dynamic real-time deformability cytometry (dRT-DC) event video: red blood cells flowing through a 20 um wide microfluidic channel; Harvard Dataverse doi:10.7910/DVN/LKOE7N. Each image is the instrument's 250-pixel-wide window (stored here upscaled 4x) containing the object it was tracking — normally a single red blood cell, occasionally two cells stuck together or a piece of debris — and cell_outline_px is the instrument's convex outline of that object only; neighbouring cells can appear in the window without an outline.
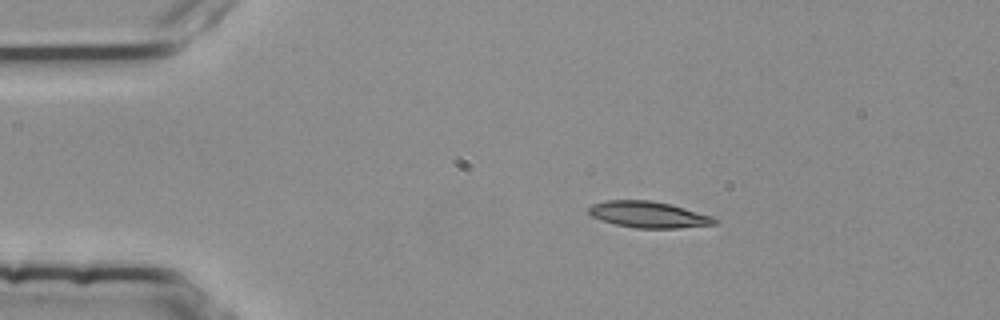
{"species": "common noctule bat (a hibernating species)", "species_latin": "Nyctalus noctula", "temperature_condition": "room temperature", "stored_images_in_passage": 45, "camera_frame_rate_fps": 3000, "um_per_image_px": 0.085, "animal": {"sex": "female", "body_mass_g": 25.1}, "frame": {"image": 1, "passage_image": 1, "time_ms": 0.0, "image_size_px": [1000, 320], "cell_outline_px": [[720, 220], [716, 224], [680, 228], [636, 228], [616, 224], [592, 216], [588, 212], [588, 208], [592, 204], [608, 200], [652, 200], [672, 204], [712, 216]], "centroid_in_image_um": [55.17, 18.23], "position_along_channel_um": 29.8, "area_um2": 19.31}}
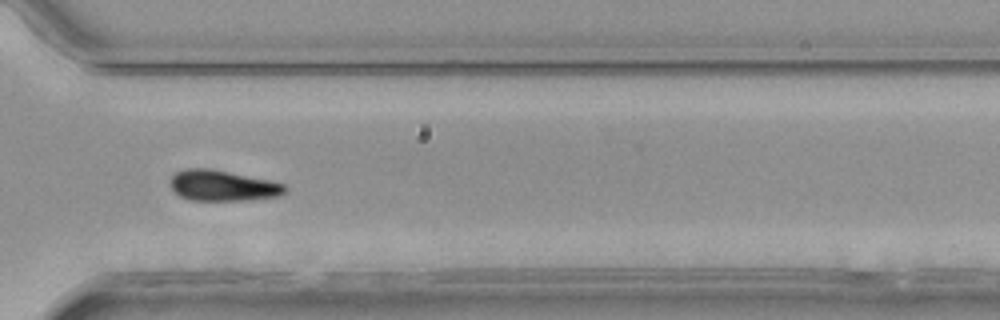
{"frame": {"image": 2, "passage_image": 31, "time_ms": 10.0, "image_size_px": [1000, 320], "cell_outline_px": [[288, 192], [280, 196], [244, 200], [192, 200], [180, 196], [168, 184], [168, 180], [176, 172], [184, 168], [212, 168], [268, 180], [284, 184], [288, 188]], "centroid_in_image_um": [18.91, 15.77], "position_along_channel_um": 351.7, "area_um2": 20.69}}
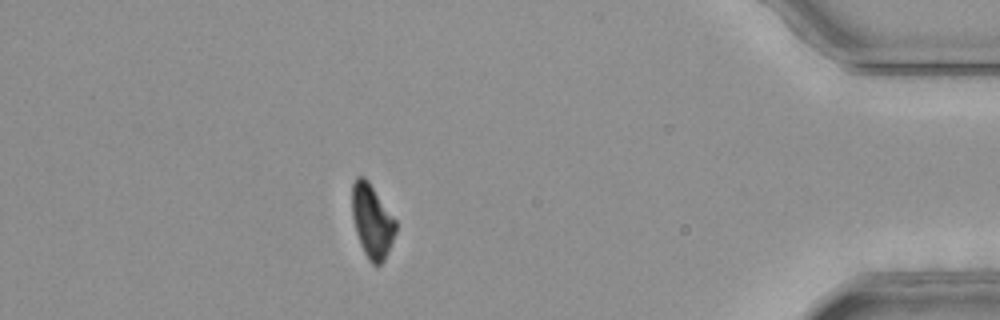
{"frame": {"image": 3, "passage_image": 39, "time_ms": 12.667, "image_size_px": [1000, 320], "cell_outline_px": [[396, 232], [388, 252], [384, 260], [376, 268], [368, 260], [360, 244], [356, 232], [352, 216], [352, 184], [356, 176], [364, 176], [368, 180], [396, 220]], "centroid_in_image_um": [31.62, 18.8], "position_along_channel_um": 403.6, "area_um2": 18.84}, "authors_computed_cell_mechanics": {"area_um2": 20.0566, "velocity_mm_per_s": 3.768, "shape_relaxation_time_tau1_ms": 7.0097, "shape_relaxation_time_tau2_ms": null, "deformation_change_tau1": 0.1739, "deformation_change_tau2": null}}